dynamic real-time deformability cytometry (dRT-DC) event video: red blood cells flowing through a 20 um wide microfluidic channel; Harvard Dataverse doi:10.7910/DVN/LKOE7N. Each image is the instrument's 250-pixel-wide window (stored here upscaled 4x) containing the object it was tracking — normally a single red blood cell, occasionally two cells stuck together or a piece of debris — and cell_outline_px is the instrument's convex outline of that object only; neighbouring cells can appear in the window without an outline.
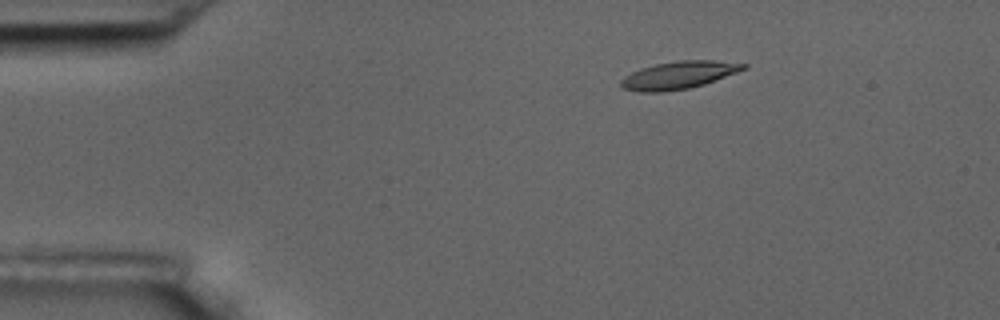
{"species": "common noctule bat (a hibernating species)", "species_latin": "Nyctalus noctula", "temperature_condition": "room temperature", "stored_images_in_passage": 6, "segment_of_instrument_passage": [1, 2], "camera_frame_rate_fps": 3000, "um_per_image_px": 0.085, "animal": {"sex": "male", "body_mass_g": 17.5, "forearm_length_mm": 52.3}, "frame": {"image": 1, "passage_image": 3, "time_ms": 2.333, "image_size_px": [1000, 320], "cell_outline_px": [[748, 68], [704, 84], [688, 88], [660, 92], [640, 92], [624, 88], [620, 84], [620, 80], [624, 76], [640, 68], [656, 64], [676, 60], [712, 60], [748, 64]], "centroid_in_image_um": [57.68, 6.37], "position_along_channel_um": 27.3, "area_um2": 19.59}}